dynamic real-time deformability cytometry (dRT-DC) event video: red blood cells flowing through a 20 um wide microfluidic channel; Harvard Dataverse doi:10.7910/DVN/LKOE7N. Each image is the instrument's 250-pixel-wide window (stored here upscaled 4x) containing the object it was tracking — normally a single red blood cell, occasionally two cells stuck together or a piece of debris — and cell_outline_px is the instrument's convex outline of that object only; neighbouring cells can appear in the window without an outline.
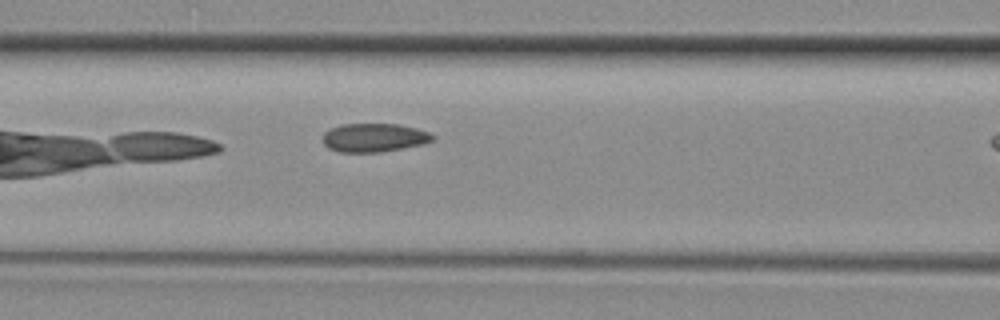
{"species": "common noctule bat (a hibernating species)", "species_latin": "Nyctalus noctula", "temperature_condition": "room temperature", "stored_images_in_passage": 7, "camera_frame_rate_fps": 3000, "um_per_image_px": 0.085, "animal": {"sex": "female", "body_mass_g": 29.2, "forearm_length_mm": 56.3}, "frame": {"image": 1, "passage_image": 6, "time_ms": 1.667, "image_size_px": [1000, 320], "cell_outline_px": [[436, 136], [432, 140], [424, 144], [380, 152], [340, 152], [328, 148], [324, 144], [324, 132], [340, 124], [400, 124], [416, 128], [428, 132]], "centroid_in_image_um": [31.81, 11.7], "position_along_channel_um": 134.8, "area_um2": 18.26}}